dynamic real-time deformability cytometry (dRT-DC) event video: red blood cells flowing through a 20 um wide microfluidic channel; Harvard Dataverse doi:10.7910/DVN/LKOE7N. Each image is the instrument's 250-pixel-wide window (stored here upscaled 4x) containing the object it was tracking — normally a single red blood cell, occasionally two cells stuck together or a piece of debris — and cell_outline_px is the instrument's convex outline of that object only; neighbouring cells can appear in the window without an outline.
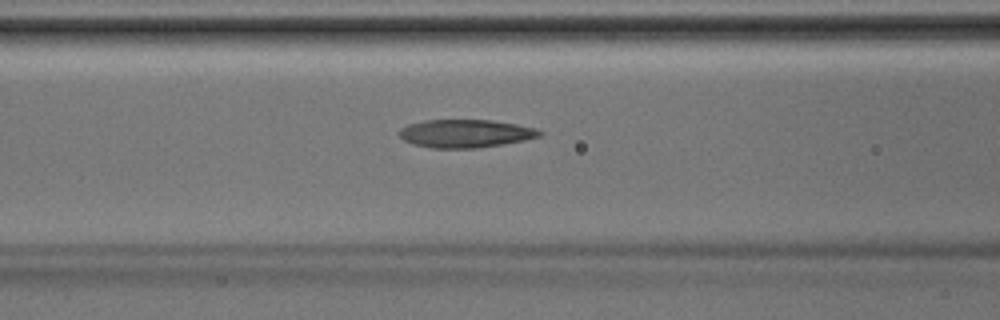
{"species": "Egyptian fruit bat (a non-hibernating species)", "species_latin": "Rousettus aegyptiacus", "temperature_condition": "room temperature", "stored_images_in_passage": 37, "camera_frame_rate_fps": 3000, "um_per_image_px": 0.085, "animal": {"sex": "male"}, "frame": {"image": 1, "passage_image": 17, "time_ms": 5.333, "image_size_px": [1000, 320], "cell_outline_px": [[544, 132], [540, 136], [524, 140], [504, 144], [476, 148], [432, 148], [412, 144], [404, 140], [400, 136], [400, 128], [408, 124], [424, 120], [492, 120], [516, 124], [536, 128]], "centroid_in_image_um": [39.57, 11.35], "position_along_channel_um": 127.0, "area_um2": 23.0}}
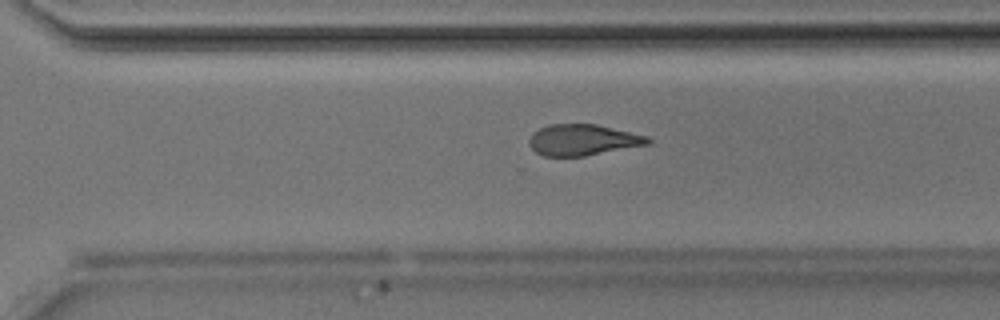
{"frame": {"image": 2, "passage_image": 29, "time_ms": 9.333, "image_size_px": [1000, 320], "cell_outline_px": [[652, 140], [648, 144], [584, 156], [544, 156], [536, 152], [528, 144], [528, 140], [532, 132], [548, 124], [596, 124], [648, 136]], "centroid_in_image_um": [49.5, 11.89], "position_along_channel_um": 321.1, "area_um2": 21.44}}
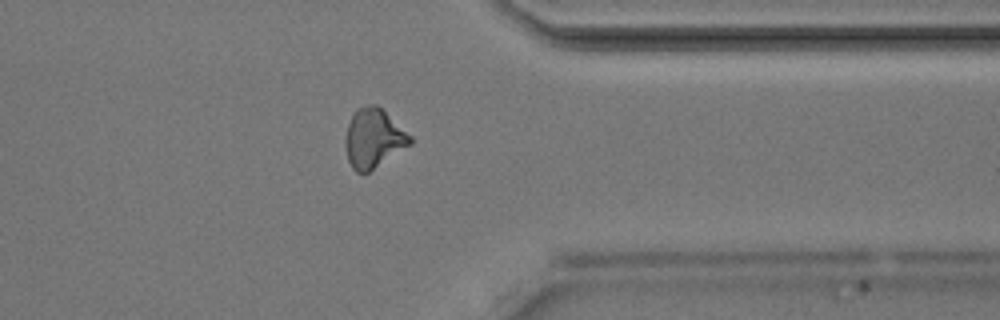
{"frame": {"image": 3, "passage_image": 33, "time_ms": 10.667, "image_size_px": [1000, 320], "cell_outline_px": [[412, 144], [368, 172], [356, 172], [352, 168], [348, 160], [344, 144], [344, 140], [348, 124], [356, 108], [364, 104], [376, 104], [412, 136]], "centroid_in_image_um": [31.73, 11.74], "position_along_channel_um": 379.7, "area_um2": 22.31}}